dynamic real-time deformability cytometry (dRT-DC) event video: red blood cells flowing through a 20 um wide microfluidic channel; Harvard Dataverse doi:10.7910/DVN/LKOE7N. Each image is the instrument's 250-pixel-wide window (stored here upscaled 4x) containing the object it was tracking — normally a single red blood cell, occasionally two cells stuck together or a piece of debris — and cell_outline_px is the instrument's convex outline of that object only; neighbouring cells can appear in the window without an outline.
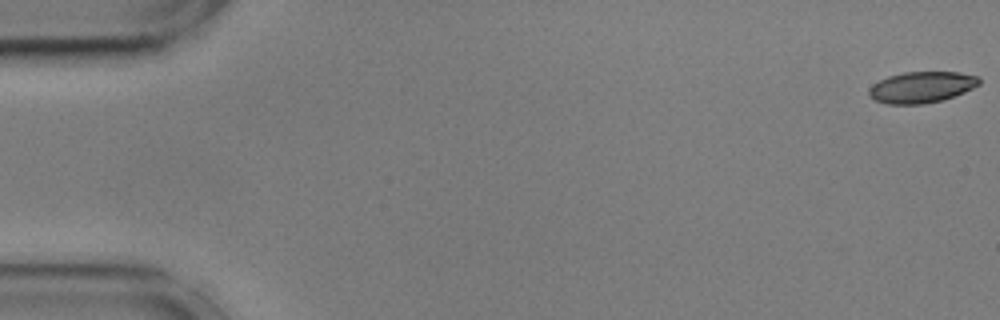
{"species": "common noctule bat (a hibernating species)", "species_latin": "Nyctalus noctula", "temperature_condition": "cold", "stored_images_in_passage": 22, "camera_frame_rate_fps": 3000, "um_per_image_px": 0.085, "animal": {"sex": "male", "body_mass_g": 17.9, "forearm_length_mm": 54.2}, "frame": {"image": 1, "passage_image": 1, "time_ms": 0.0, "image_size_px": [1000, 320], "cell_outline_px": [[980, 84], [964, 92], [944, 100], [924, 104], [888, 104], [876, 100], [868, 96], [868, 88], [872, 84], [888, 76], [904, 72], [960, 72], [980, 76]], "centroid_in_image_um": [78.34, 7.41], "position_along_channel_um": 6.7, "area_um2": 20.23}}